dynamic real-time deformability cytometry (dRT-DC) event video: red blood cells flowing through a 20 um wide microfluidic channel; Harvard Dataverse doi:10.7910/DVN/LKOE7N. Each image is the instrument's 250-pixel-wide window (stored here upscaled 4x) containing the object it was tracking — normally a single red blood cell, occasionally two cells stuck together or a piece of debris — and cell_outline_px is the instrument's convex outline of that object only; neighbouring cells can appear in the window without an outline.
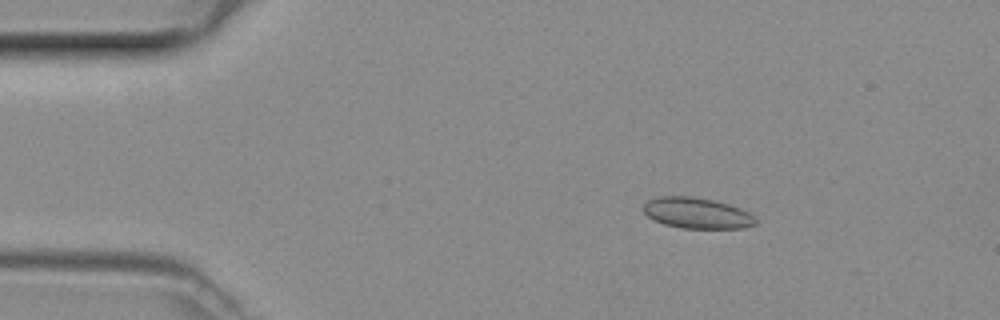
{"species": "common noctule bat (a hibernating species)", "species_latin": "Nyctalus noctula", "temperature_condition": "room temperature", "stored_images_in_passage": 45, "camera_frame_rate_fps": 3000, "um_per_image_px": 0.085, "animal": {"sex": "female", "body_mass_g": 29.2, "forearm_length_mm": 56.3}, "frame": {"image": 1, "passage_image": 5, "time_ms": 1.333, "image_size_px": [1000, 320], "cell_outline_px": [[756, 224], [744, 228], [680, 228], [664, 224], [648, 216], [644, 212], [644, 204], [648, 200], [660, 196], [692, 196], [712, 200], [728, 204], [740, 208], [748, 212], [756, 220]], "centroid_in_image_um": [59.23, 18.11], "position_along_channel_um": 25.8, "area_um2": 20.0}}
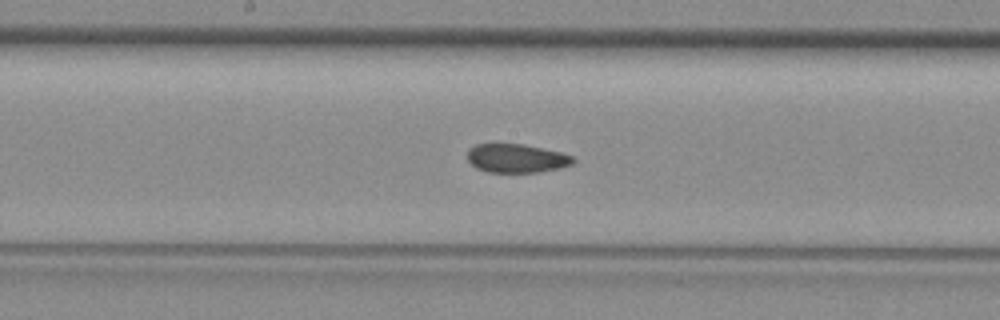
{"frame": {"image": 2, "passage_image": 22, "time_ms": 7.0, "image_size_px": [1000, 320], "cell_outline_px": [[576, 160], [572, 164], [560, 168], [540, 172], [488, 172], [476, 168], [468, 160], [468, 148], [476, 144], [496, 140], [524, 144], [560, 152], [572, 156]], "centroid_in_image_um": [43.85, 13.41], "position_along_channel_um": 204.4, "area_um2": 18.38}}
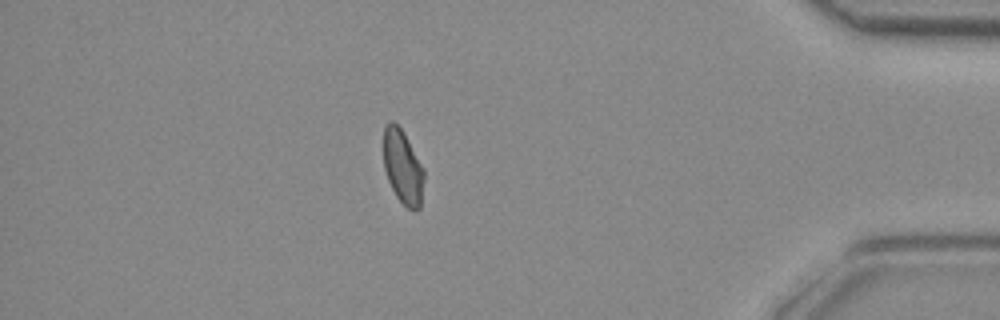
{"frame": {"image": 3, "passage_image": 39, "time_ms": 12.667, "image_size_px": [1000, 320], "cell_outline_px": [[424, 180], [420, 208], [416, 212], [408, 208], [396, 196], [388, 180], [384, 168], [384, 128], [388, 120], [392, 120], [404, 132], [424, 168]], "centroid_in_image_um": [34.25, 14.19], "position_along_channel_um": 401.0, "area_um2": 17.57}}